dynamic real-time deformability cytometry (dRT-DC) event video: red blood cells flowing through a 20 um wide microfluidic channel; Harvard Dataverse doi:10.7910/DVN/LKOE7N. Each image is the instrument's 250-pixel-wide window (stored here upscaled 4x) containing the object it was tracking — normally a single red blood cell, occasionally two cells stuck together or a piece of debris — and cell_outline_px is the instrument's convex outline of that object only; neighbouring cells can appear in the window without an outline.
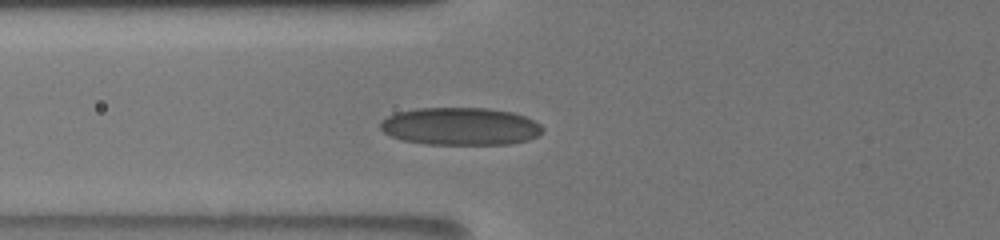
{"species": "human", "species_latin": "Homo sapiens", "temperature_condition": "room temperature", "stored_images_in_passage": 13, "camera_frame_rate_fps": 3000, "um_per_image_px": 0.085, "donor": {"sex": "male"}, "frame": {"image": 1, "passage_image": 10, "time_ms": 4.333, "image_size_px": [1000, 240], "cell_outline_px": [[544, 132], [528, 140], [512, 144], [424, 144], [404, 140], [392, 136], [384, 132], [380, 128], [380, 120], [396, 112], [416, 108], [488, 108], [512, 112], [524, 116], [540, 124], [544, 128]], "centroid_in_image_um": [39.13, 10.74], "position_along_channel_um": 86.7, "area_um2": 35.72}}